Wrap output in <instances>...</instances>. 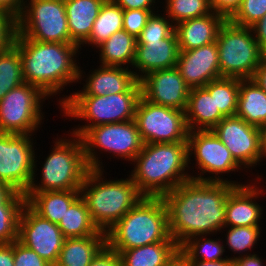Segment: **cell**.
<instances>
[{
  "label": "cell",
  "instance_id": "obj_4",
  "mask_svg": "<svg viewBox=\"0 0 266 266\" xmlns=\"http://www.w3.org/2000/svg\"><path fill=\"white\" fill-rule=\"evenodd\" d=\"M107 245L120 253L158 242H169L168 211L162 197L144 196L107 232Z\"/></svg>",
  "mask_w": 266,
  "mask_h": 266
},
{
  "label": "cell",
  "instance_id": "obj_15",
  "mask_svg": "<svg viewBox=\"0 0 266 266\" xmlns=\"http://www.w3.org/2000/svg\"><path fill=\"white\" fill-rule=\"evenodd\" d=\"M65 237L57 224L24 204L18 221V241L34 250L52 266L57 263Z\"/></svg>",
  "mask_w": 266,
  "mask_h": 266
},
{
  "label": "cell",
  "instance_id": "obj_41",
  "mask_svg": "<svg viewBox=\"0 0 266 266\" xmlns=\"http://www.w3.org/2000/svg\"><path fill=\"white\" fill-rule=\"evenodd\" d=\"M17 33V19L0 9V53L14 45Z\"/></svg>",
  "mask_w": 266,
  "mask_h": 266
},
{
  "label": "cell",
  "instance_id": "obj_13",
  "mask_svg": "<svg viewBox=\"0 0 266 266\" xmlns=\"http://www.w3.org/2000/svg\"><path fill=\"white\" fill-rule=\"evenodd\" d=\"M33 143L32 135L0 133V182L24 195L37 176Z\"/></svg>",
  "mask_w": 266,
  "mask_h": 266
},
{
  "label": "cell",
  "instance_id": "obj_33",
  "mask_svg": "<svg viewBox=\"0 0 266 266\" xmlns=\"http://www.w3.org/2000/svg\"><path fill=\"white\" fill-rule=\"evenodd\" d=\"M204 88L214 94L216 108L224 117L235 116L239 95V79L221 77L210 81Z\"/></svg>",
  "mask_w": 266,
  "mask_h": 266
},
{
  "label": "cell",
  "instance_id": "obj_23",
  "mask_svg": "<svg viewBox=\"0 0 266 266\" xmlns=\"http://www.w3.org/2000/svg\"><path fill=\"white\" fill-rule=\"evenodd\" d=\"M185 116L189 131L212 130L224 118L216 108L214 94L204 87L190 88Z\"/></svg>",
  "mask_w": 266,
  "mask_h": 266
},
{
  "label": "cell",
  "instance_id": "obj_28",
  "mask_svg": "<svg viewBox=\"0 0 266 266\" xmlns=\"http://www.w3.org/2000/svg\"><path fill=\"white\" fill-rule=\"evenodd\" d=\"M136 43L137 39L124 29L115 32L97 47L101 65L132 67L135 59Z\"/></svg>",
  "mask_w": 266,
  "mask_h": 266
},
{
  "label": "cell",
  "instance_id": "obj_32",
  "mask_svg": "<svg viewBox=\"0 0 266 266\" xmlns=\"http://www.w3.org/2000/svg\"><path fill=\"white\" fill-rule=\"evenodd\" d=\"M206 235H197L189 238L180 247L179 251L186 257V260L196 261H219L231 259L232 257L222 256L227 248L220 238H205Z\"/></svg>",
  "mask_w": 266,
  "mask_h": 266
},
{
  "label": "cell",
  "instance_id": "obj_22",
  "mask_svg": "<svg viewBox=\"0 0 266 266\" xmlns=\"http://www.w3.org/2000/svg\"><path fill=\"white\" fill-rule=\"evenodd\" d=\"M88 74L85 85L79 92L71 95L119 94L126 92L136 81L133 70L128 67L102 66Z\"/></svg>",
  "mask_w": 266,
  "mask_h": 266
},
{
  "label": "cell",
  "instance_id": "obj_8",
  "mask_svg": "<svg viewBox=\"0 0 266 266\" xmlns=\"http://www.w3.org/2000/svg\"><path fill=\"white\" fill-rule=\"evenodd\" d=\"M216 43L221 77L252 79L264 54L251 28L225 20Z\"/></svg>",
  "mask_w": 266,
  "mask_h": 266
},
{
  "label": "cell",
  "instance_id": "obj_53",
  "mask_svg": "<svg viewBox=\"0 0 266 266\" xmlns=\"http://www.w3.org/2000/svg\"><path fill=\"white\" fill-rule=\"evenodd\" d=\"M164 266H188L186 257L179 251Z\"/></svg>",
  "mask_w": 266,
  "mask_h": 266
},
{
  "label": "cell",
  "instance_id": "obj_44",
  "mask_svg": "<svg viewBox=\"0 0 266 266\" xmlns=\"http://www.w3.org/2000/svg\"><path fill=\"white\" fill-rule=\"evenodd\" d=\"M243 0H210L212 11L229 20L240 8Z\"/></svg>",
  "mask_w": 266,
  "mask_h": 266
},
{
  "label": "cell",
  "instance_id": "obj_21",
  "mask_svg": "<svg viewBox=\"0 0 266 266\" xmlns=\"http://www.w3.org/2000/svg\"><path fill=\"white\" fill-rule=\"evenodd\" d=\"M225 18L212 11L210 14L185 20L175 25L179 51H187L216 42Z\"/></svg>",
  "mask_w": 266,
  "mask_h": 266
},
{
  "label": "cell",
  "instance_id": "obj_43",
  "mask_svg": "<svg viewBox=\"0 0 266 266\" xmlns=\"http://www.w3.org/2000/svg\"><path fill=\"white\" fill-rule=\"evenodd\" d=\"M89 266H122L120 254L106 245Z\"/></svg>",
  "mask_w": 266,
  "mask_h": 266
},
{
  "label": "cell",
  "instance_id": "obj_27",
  "mask_svg": "<svg viewBox=\"0 0 266 266\" xmlns=\"http://www.w3.org/2000/svg\"><path fill=\"white\" fill-rule=\"evenodd\" d=\"M235 116L259 128L266 123V92L253 79H239Z\"/></svg>",
  "mask_w": 266,
  "mask_h": 266
},
{
  "label": "cell",
  "instance_id": "obj_17",
  "mask_svg": "<svg viewBox=\"0 0 266 266\" xmlns=\"http://www.w3.org/2000/svg\"><path fill=\"white\" fill-rule=\"evenodd\" d=\"M139 82L144 99L156 105L186 111L190 87L176 66L152 71Z\"/></svg>",
  "mask_w": 266,
  "mask_h": 266
},
{
  "label": "cell",
  "instance_id": "obj_6",
  "mask_svg": "<svg viewBox=\"0 0 266 266\" xmlns=\"http://www.w3.org/2000/svg\"><path fill=\"white\" fill-rule=\"evenodd\" d=\"M65 97V98H64ZM59 100L61 112L73 119L89 124L78 125L70 132L81 137L90 127L134 120L141 97V85L137 80L126 92L119 94L68 95Z\"/></svg>",
  "mask_w": 266,
  "mask_h": 266
},
{
  "label": "cell",
  "instance_id": "obj_14",
  "mask_svg": "<svg viewBox=\"0 0 266 266\" xmlns=\"http://www.w3.org/2000/svg\"><path fill=\"white\" fill-rule=\"evenodd\" d=\"M134 121L144 144L187 142L185 111L153 104L141 96Z\"/></svg>",
  "mask_w": 266,
  "mask_h": 266
},
{
  "label": "cell",
  "instance_id": "obj_31",
  "mask_svg": "<svg viewBox=\"0 0 266 266\" xmlns=\"http://www.w3.org/2000/svg\"><path fill=\"white\" fill-rule=\"evenodd\" d=\"M123 29V9L112 0H106L93 23L89 38L82 44L97 48L112 34ZM95 45V46H94Z\"/></svg>",
  "mask_w": 266,
  "mask_h": 266
},
{
  "label": "cell",
  "instance_id": "obj_36",
  "mask_svg": "<svg viewBox=\"0 0 266 266\" xmlns=\"http://www.w3.org/2000/svg\"><path fill=\"white\" fill-rule=\"evenodd\" d=\"M166 15L174 25L212 12L210 0H165Z\"/></svg>",
  "mask_w": 266,
  "mask_h": 266
},
{
  "label": "cell",
  "instance_id": "obj_46",
  "mask_svg": "<svg viewBox=\"0 0 266 266\" xmlns=\"http://www.w3.org/2000/svg\"><path fill=\"white\" fill-rule=\"evenodd\" d=\"M112 1L116 3L118 6H120L123 10H130V9L156 10L154 8L156 0H112Z\"/></svg>",
  "mask_w": 266,
  "mask_h": 266
},
{
  "label": "cell",
  "instance_id": "obj_9",
  "mask_svg": "<svg viewBox=\"0 0 266 266\" xmlns=\"http://www.w3.org/2000/svg\"><path fill=\"white\" fill-rule=\"evenodd\" d=\"M81 139L90 169H104L96 149L100 148L99 152L112 153L111 155H115L118 159L124 158L123 160L131 162L144 145L134 120L90 127Z\"/></svg>",
  "mask_w": 266,
  "mask_h": 266
},
{
  "label": "cell",
  "instance_id": "obj_35",
  "mask_svg": "<svg viewBox=\"0 0 266 266\" xmlns=\"http://www.w3.org/2000/svg\"><path fill=\"white\" fill-rule=\"evenodd\" d=\"M23 83L20 52L13 45L7 51L0 53V100L7 92Z\"/></svg>",
  "mask_w": 266,
  "mask_h": 266
},
{
  "label": "cell",
  "instance_id": "obj_39",
  "mask_svg": "<svg viewBox=\"0 0 266 266\" xmlns=\"http://www.w3.org/2000/svg\"><path fill=\"white\" fill-rule=\"evenodd\" d=\"M266 14V0H243L240 8L229 19L233 24L251 27Z\"/></svg>",
  "mask_w": 266,
  "mask_h": 266
},
{
  "label": "cell",
  "instance_id": "obj_34",
  "mask_svg": "<svg viewBox=\"0 0 266 266\" xmlns=\"http://www.w3.org/2000/svg\"><path fill=\"white\" fill-rule=\"evenodd\" d=\"M25 203L24 194L15 192L0 205V244H9L18 240V221Z\"/></svg>",
  "mask_w": 266,
  "mask_h": 266
},
{
  "label": "cell",
  "instance_id": "obj_16",
  "mask_svg": "<svg viewBox=\"0 0 266 266\" xmlns=\"http://www.w3.org/2000/svg\"><path fill=\"white\" fill-rule=\"evenodd\" d=\"M212 131L242 169L256 167L263 160L259 127L232 116L224 117Z\"/></svg>",
  "mask_w": 266,
  "mask_h": 266
},
{
  "label": "cell",
  "instance_id": "obj_18",
  "mask_svg": "<svg viewBox=\"0 0 266 266\" xmlns=\"http://www.w3.org/2000/svg\"><path fill=\"white\" fill-rule=\"evenodd\" d=\"M176 67L190 88L204 87L221 78L217 43L179 51Z\"/></svg>",
  "mask_w": 266,
  "mask_h": 266
},
{
  "label": "cell",
  "instance_id": "obj_45",
  "mask_svg": "<svg viewBox=\"0 0 266 266\" xmlns=\"http://www.w3.org/2000/svg\"><path fill=\"white\" fill-rule=\"evenodd\" d=\"M260 51L266 55V14L251 27Z\"/></svg>",
  "mask_w": 266,
  "mask_h": 266
},
{
  "label": "cell",
  "instance_id": "obj_7",
  "mask_svg": "<svg viewBox=\"0 0 266 266\" xmlns=\"http://www.w3.org/2000/svg\"><path fill=\"white\" fill-rule=\"evenodd\" d=\"M71 137L54 141V147L41 167V183L38 185L33 177L27 192L80 190L90 168L81 137L73 134Z\"/></svg>",
  "mask_w": 266,
  "mask_h": 266
},
{
  "label": "cell",
  "instance_id": "obj_52",
  "mask_svg": "<svg viewBox=\"0 0 266 266\" xmlns=\"http://www.w3.org/2000/svg\"><path fill=\"white\" fill-rule=\"evenodd\" d=\"M15 192L7 184L0 182V205L4 204Z\"/></svg>",
  "mask_w": 266,
  "mask_h": 266
},
{
  "label": "cell",
  "instance_id": "obj_48",
  "mask_svg": "<svg viewBox=\"0 0 266 266\" xmlns=\"http://www.w3.org/2000/svg\"><path fill=\"white\" fill-rule=\"evenodd\" d=\"M0 266H14V242L0 244Z\"/></svg>",
  "mask_w": 266,
  "mask_h": 266
},
{
  "label": "cell",
  "instance_id": "obj_50",
  "mask_svg": "<svg viewBox=\"0 0 266 266\" xmlns=\"http://www.w3.org/2000/svg\"><path fill=\"white\" fill-rule=\"evenodd\" d=\"M252 79L266 92V55L262 57Z\"/></svg>",
  "mask_w": 266,
  "mask_h": 266
},
{
  "label": "cell",
  "instance_id": "obj_38",
  "mask_svg": "<svg viewBox=\"0 0 266 266\" xmlns=\"http://www.w3.org/2000/svg\"><path fill=\"white\" fill-rule=\"evenodd\" d=\"M163 15L152 13L137 40H163L169 37L175 31V25L167 15Z\"/></svg>",
  "mask_w": 266,
  "mask_h": 266
},
{
  "label": "cell",
  "instance_id": "obj_10",
  "mask_svg": "<svg viewBox=\"0 0 266 266\" xmlns=\"http://www.w3.org/2000/svg\"><path fill=\"white\" fill-rule=\"evenodd\" d=\"M17 27L18 34L27 39L75 44L70 38L64 0H26Z\"/></svg>",
  "mask_w": 266,
  "mask_h": 266
},
{
  "label": "cell",
  "instance_id": "obj_12",
  "mask_svg": "<svg viewBox=\"0 0 266 266\" xmlns=\"http://www.w3.org/2000/svg\"><path fill=\"white\" fill-rule=\"evenodd\" d=\"M188 165L191 157L200 169V173L192 176V180L203 182H228L235 186L243 185L236 181L223 178L222 174L235 172L242 167L232 157L229 149L222 143L212 130L189 131L188 139ZM193 154V155H192ZM208 172L211 176L205 177L203 174ZM222 175V177L220 176ZM196 176V177H195Z\"/></svg>",
  "mask_w": 266,
  "mask_h": 266
},
{
  "label": "cell",
  "instance_id": "obj_49",
  "mask_svg": "<svg viewBox=\"0 0 266 266\" xmlns=\"http://www.w3.org/2000/svg\"><path fill=\"white\" fill-rule=\"evenodd\" d=\"M262 257L255 253L244 255L233 260V266H263Z\"/></svg>",
  "mask_w": 266,
  "mask_h": 266
},
{
  "label": "cell",
  "instance_id": "obj_1",
  "mask_svg": "<svg viewBox=\"0 0 266 266\" xmlns=\"http://www.w3.org/2000/svg\"><path fill=\"white\" fill-rule=\"evenodd\" d=\"M234 187L228 182L191 179L162 197L171 238L179 247L191 237L221 233L225 227L226 200Z\"/></svg>",
  "mask_w": 266,
  "mask_h": 266
},
{
  "label": "cell",
  "instance_id": "obj_47",
  "mask_svg": "<svg viewBox=\"0 0 266 266\" xmlns=\"http://www.w3.org/2000/svg\"><path fill=\"white\" fill-rule=\"evenodd\" d=\"M25 0H0V9L18 19L24 8Z\"/></svg>",
  "mask_w": 266,
  "mask_h": 266
},
{
  "label": "cell",
  "instance_id": "obj_42",
  "mask_svg": "<svg viewBox=\"0 0 266 266\" xmlns=\"http://www.w3.org/2000/svg\"><path fill=\"white\" fill-rule=\"evenodd\" d=\"M14 266H52L42 259L34 250L18 240L14 241Z\"/></svg>",
  "mask_w": 266,
  "mask_h": 266
},
{
  "label": "cell",
  "instance_id": "obj_2",
  "mask_svg": "<svg viewBox=\"0 0 266 266\" xmlns=\"http://www.w3.org/2000/svg\"><path fill=\"white\" fill-rule=\"evenodd\" d=\"M14 46L20 52L24 82L37 86L48 98L85 77L76 61L77 44L39 42L17 33Z\"/></svg>",
  "mask_w": 266,
  "mask_h": 266
},
{
  "label": "cell",
  "instance_id": "obj_30",
  "mask_svg": "<svg viewBox=\"0 0 266 266\" xmlns=\"http://www.w3.org/2000/svg\"><path fill=\"white\" fill-rule=\"evenodd\" d=\"M65 238L106 235L92 221L84 199L79 196L57 224Z\"/></svg>",
  "mask_w": 266,
  "mask_h": 266
},
{
  "label": "cell",
  "instance_id": "obj_3",
  "mask_svg": "<svg viewBox=\"0 0 266 266\" xmlns=\"http://www.w3.org/2000/svg\"><path fill=\"white\" fill-rule=\"evenodd\" d=\"M132 162L131 179L147 197H163L193 176L185 171L191 168L187 142L144 144Z\"/></svg>",
  "mask_w": 266,
  "mask_h": 266
},
{
  "label": "cell",
  "instance_id": "obj_37",
  "mask_svg": "<svg viewBox=\"0 0 266 266\" xmlns=\"http://www.w3.org/2000/svg\"><path fill=\"white\" fill-rule=\"evenodd\" d=\"M227 230V234L225 235L226 241L224 240V244L226 243L228 249L233 253L239 254V256H233L232 260L238 257H242L243 253L245 256L249 253L254 245L257 244L261 235V227L260 226H238V227H224ZM261 230V231H260ZM249 250V251H248ZM246 251H248L246 253ZM242 253V254H241Z\"/></svg>",
  "mask_w": 266,
  "mask_h": 266
},
{
  "label": "cell",
  "instance_id": "obj_40",
  "mask_svg": "<svg viewBox=\"0 0 266 266\" xmlns=\"http://www.w3.org/2000/svg\"><path fill=\"white\" fill-rule=\"evenodd\" d=\"M154 10H123V29L138 38Z\"/></svg>",
  "mask_w": 266,
  "mask_h": 266
},
{
  "label": "cell",
  "instance_id": "obj_51",
  "mask_svg": "<svg viewBox=\"0 0 266 266\" xmlns=\"http://www.w3.org/2000/svg\"><path fill=\"white\" fill-rule=\"evenodd\" d=\"M188 266H233V260L224 259L219 261H196L187 260Z\"/></svg>",
  "mask_w": 266,
  "mask_h": 266
},
{
  "label": "cell",
  "instance_id": "obj_11",
  "mask_svg": "<svg viewBox=\"0 0 266 266\" xmlns=\"http://www.w3.org/2000/svg\"><path fill=\"white\" fill-rule=\"evenodd\" d=\"M47 95L37 86L24 82L0 100V133L32 135L42 120V102Z\"/></svg>",
  "mask_w": 266,
  "mask_h": 266
},
{
  "label": "cell",
  "instance_id": "obj_5",
  "mask_svg": "<svg viewBox=\"0 0 266 266\" xmlns=\"http://www.w3.org/2000/svg\"><path fill=\"white\" fill-rule=\"evenodd\" d=\"M103 169H90L80 188L92 221L107 232L144 196L130 175L126 179L105 180ZM104 179V180H103Z\"/></svg>",
  "mask_w": 266,
  "mask_h": 266
},
{
  "label": "cell",
  "instance_id": "obj_20",
  "mask_svg": "<svg viewBox=\"0 0 266 266\" xmlns=\"http://www.w3.org/2000/svg\"><path fill=\"white\" fill-rule=\"evenodd\" d=\"M255 184L244 183L229 192L225 206V227L260 226L263 209L255 199L260 198L259 195L262 197L264 189H259Z\"/></svg>",
  "mask_w": 266,
  "mask_h": 266
},
{
  "label": "cell",
  "instance_id": "obj_29",
  "mask_svg": "<svg viewBox=\"0 0 266 266\" xmlns=\"http://www.w3.org/2000/svg\"><path fill=\"white\" fill-rule=\"evenodd\" d=\"M178 252L179 246L174 239H171L169 242L123 250L119 254L122 266H164Z\"/></svg>",
  "mask_w": 266,
  "mask_h": 266
},
{
  "label": "cell",
  "instance_id": "obj_19",
  "mask_svg": "<svg viewBox=\"0 0 266 266\" xmlns=\"http://www.w3.org/2000/svg\"><path fill=\"white\" fill-rule=\"evenodd\" d=\"M178 54L175 31L163 40H137L132 65V69L135 67V71L133 70L135 78L139 81L152 71L175 67Z\"/></svg>",
  "mask_w": 266,
  "mask_h": 266
},
{
  "label": "cell",
  "instance_id": "obj_54",
  "mask_svg": "<svg viewBox=\"0 0 266 266\" xmlns=\"http://www.w3.org/2000/svg\"><path fill=\"white\" fill-rule=\"evenodd\" d=\"M261 153L266 158V123L260 128Z\"/></svg>",
  "mask_w": 266,
  "mask_h": 266
},
{
  "label": "cell",
  "instance_id": "obj_25",
  "mask_svg": "<svg viewBox=\"0 0 266 266\" xmlns=\"http://www.w3.org/2000/svg\"><path fill=\"white\" fill-rule=\"evenodd\" d=\"M26 203L40 216L58 224L69 206L80 196V190L26 192Z\"/></svg>",
  "mask_w": 266,
  "mask_h": 266
},
{
  "label": "cell",
  "instance_id": "obj_26",
  "mask_svg": "<svg viewBox=\"0 0 266 266\" xmlns=\"http://www.w3.org/2000/svg\"><path fill=\"white\" fill-rule=\"evenodd\" d=\"M107 245V235L65 238L55 266H89Z\"/></svg>",
  "mask_w": 266,
  "mask_h": 266
},
{
  "label": "cell",
  "instance_id": "obj_24",
  "mask_svg": "<svg viewBox=\"0 0 266 266\" xmlns=\"http://www.w3.org/2000/svg\"><path fill=\"white\" fill-rule=\"evenodd\" d=\"M106 0H64L71 40L82 49Z\"/></svg>",
  "mask_w": 266,
  "mask_h": 266
}]
</instances>
